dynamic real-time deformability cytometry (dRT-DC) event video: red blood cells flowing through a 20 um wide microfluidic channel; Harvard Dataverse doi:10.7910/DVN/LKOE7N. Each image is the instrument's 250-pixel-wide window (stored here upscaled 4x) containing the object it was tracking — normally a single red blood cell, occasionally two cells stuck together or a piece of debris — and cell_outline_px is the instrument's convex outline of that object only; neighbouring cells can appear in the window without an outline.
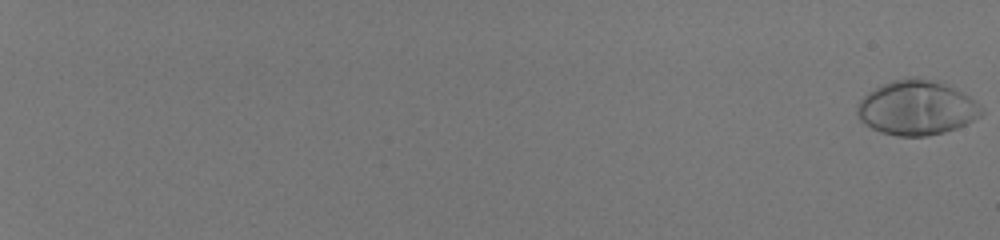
{"species": "human", "species_latin": "Homo sapiens", "temperature_condition": "room temperature", "stored_images_in_passage": 58, "camera_frame_rate_fps": 3000, "um_per_image_px": 0.085, "donor": {"sex": "male"}, "frame": {"image": 1, "passage_image": 1, "time_ms": 0.0, "image_size_px": [1000, 240], "cell_outline_px": [[984, 112], [980, 116], [956, 128], [944, 132], [928, 136], [896, 136], [880, 132], [864, 124], [860, 120], [856, 112], [856, 104], [868, 92], [892, 80], [908, 76], [916, 76], [936, 80], [976, 100], [984, 108]], "centroid_in_image_um": [77.9, 9.16], "position_along_channel_um": 7.1, "area_um2": 39.71}}
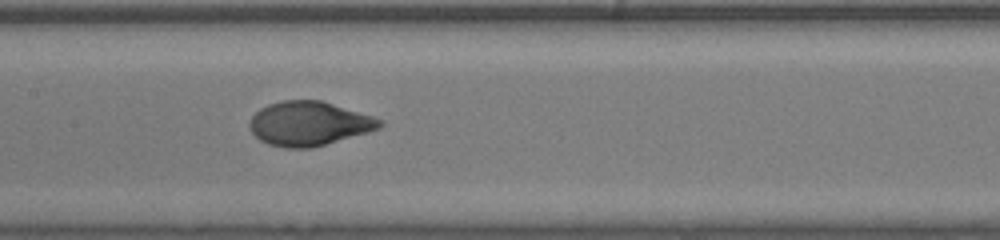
{"frame": {"image": 2, "passage_image": 36, "time_ms": 11.667, "image_size_px": [1000, 240], "cell_outline_px": [[384, 124], [380, 128], [368, 132], [312, 148], [284, 148], [268, 144], [260, 140], [248, 128], [248, 124], [252, 116], [260, 108], [268, 104], [284, 100], [320, 100], [372, 116], [384, 120]], "centroid_in_image_um": [26.25, 10.51], "position_along_channel_um": 181.2, "area_um2": 33.52}}
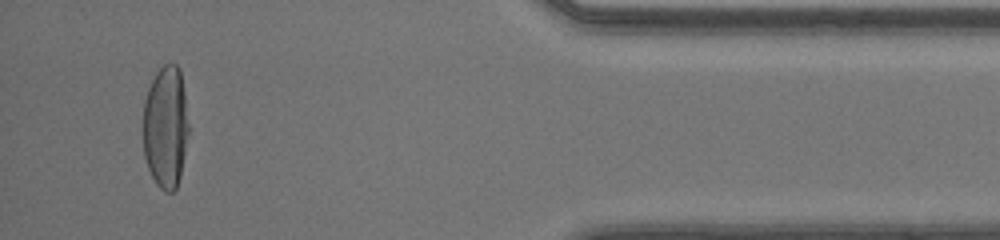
{"frame": {"image": 3, "passage_image": 56, "time_ms": 18.333, "image_size_px": [1000, 240], "cell_outline_px": [[188, 132], [180, 176], [176, 188], [172, 192], [164, 192], [156, 184], [148, 168], [144, 156], [144, 100], [148, 88], [156, 72], [164, 64], [176, 64], [180, 68], [184, 92], [188, 124]], "centroid_in_image_um": [14.07, 10.79], "position_along_channel_um": 421.1, "area_um2": 32.31}, "authors_computed_cell_mechanics": {"area_um2": 34.1887, "velocity_mm_per_s": 4.1305, "shape_relaxation_time_tau1_ms": 2.84, "shape_relaxation_time_tau2_ms": null, "deformation_change_tau1": 0.2117, "deformation_change_tau2": null}}